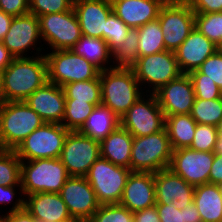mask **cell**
<instances>
[{"label":"cell","instance_id":"32","mask_svg":"<svg viewBox=\"0 0 222 222\" xmlns=\"http://www.w3.org/2000/svg\"><path fill=\"white\" fill-rule=\"evenodd\" d=\"M138 30L131 28L125 41L115 48L112 53V67L131 68L138 60Z\"/></svg>","mask_w":222,"mask_h":222},{"label":"cell","instance_id":"6","mask_svg":"<svg viewBox=\"0 0 222 222\" xmlns=\"http://www.w3.org/2000/svg\"><path fill=\"white\" fill-rule=\"evenodd\" d=\"M46 51L44 55L47 61L48 82L63 87L71 82L92 80L99 76L100 69L72 49L49 51L47 47Z\"/></svg>","mask_w":222,"mask_h":222},{"label":"cell","instance_id":"44","mask_svg":"<svg viewBox=\"0 0 222 222\" xmlns=\"http://www.w3.org/2000/svg\"><path fill=\"white\" fill-rule=\"evenodd\" d=\"M156 209L161 222H184V209H177L173 202L156 204Z\"/></svg>","mask_w":222,"mask_h":222},{"label":"cell","instance_id":"57","mask_svg":"<svg viewBox=\"0 0 222 222\" xmlns=\"http://www.w3.org/2000/svg\"><path fill=\"white\" fill-rule=\"evenodd\" d=\"M0 214H2V213H1V210H0ZM5 216H6V214L0 215V222H4Z\"/></svg>","mask_w":222,"mask_h":222},{"label":"cell","instance_id":"53","mask_svg":"<svg viewBox=\"0 0 222 222\" xmlns=\"http://www.w3.org/2000/svg\"><path fill=\"white\" fill-rule=\"evenodd\" d=\"M217 131H218V139L215 144L213 153L217 155H222V119L217 126Z\"/></svg>","mask_w":222,"mask_h":222},{"label":"cell","instance_id":"30","mask_svg":"<svg viewBox=\"0 0 222 222\" xmlns=\"http://www.w3.org/2000/svg\"><path fill=\"white\" fill-rule=\"evenodd\" d=\"M139 34L138 53L139 57L166 51L164 34L158 19L150 21L137 28Z\"/></svg>","mask_w":222,"mask_h":222},{"label":"cell","instance_id":"13","mask_svg":"<svg viewBox=\"0 0 222 222\" xmlns=\"http://www.w3.org/2000/svg\"><path fill=\"white\" fill-rule=\"evenodd\" d=\"M157 19L166 50L175 51L193 30L195 13L187 2H165Z\"/></svg>","mask_w":222,"mask_h":222},{"label":"cell","instance_id":"51","mask_svg":"<svg viewBox=\"0 0 222 222\" xmlns=\"http://www.w3.org/2000/svg\"><path fill=\"white\" fill-rule=\"evenodd\" d=\"M13 60L14 56L0 41V72L2 73Z\"/></svg>","mask_w":222,"mask_h":222},{"label":"cell","instance_id":"36","mask_svg":"<svg viewBox=\"0 0 222 222\" xmlns=\"http://www.w3.org/2000/svg\"><path fill=\"white\" fill-rule=\"evenodd\" d=\"M194 27L218 47L222 45V12L195 13Z\"/></svg>","mask_w":222,"mask_h":222},{"label":"cell","instance_id":"11","mask_svg":"<svg viewBox=\"0 0 222 222\" xmlns=\"http://www.w3.org/2000/svg\"><path fill=\"white\" fill-rule=\"evenodd\" d=\"M41 40L39 19L36 15L29 12L24 15L13 17L9 30L4 36L2 43L14 58H20L31 57L30 54L33 52L32 56L44 55L46 49L43 47Z\"/></svg>","mask_w":222,"mask_h":222},{"label":"cell","instance_id":"22","mask_svg":"<svg viewBox=\"0 0 222 222\" xmlns=\"http://www.w3.org/2000/svg\"><path fill=\"white\" fill-rule=\"evenodd\" d=\"M119 204L132 213L156 205L154 173L131 172Z\"/></svg>","mask_w":222,"mask_h":222},{"label":"cell","instance_id":"9","mask_svg":"<svg viewBox=\"0 0 222 222\" xmlns=\"http://www.w3.org/2000/svg\"><path fill=\"white\" fill-rule=\"evenodd\" d=\"M69 132L62 124L45 122L26 137L15 152L21 161L59 158Z\"/></svg>","mask_w":222,"mask_h":222},{"label":"cell","instance_id":"7","mask_svg":"<svg viewBox=\"0 0 222 222\" xmlns=\"http://www.w3.org/2000/svg\"><path fill=\"white\" fill-rule=\"evenodd\" d=\"M131 69L145 93L156 92L182 74L175 52L169 50L139 57Z\"/></svg>","mask_w":222,"mask_h":222},{"label":"cell","instance_id":"27","mask_svg":"<svg viewBox=\"0 0 222 222\" xmlns=\"http://www.w3.org/2000/svg\"><path fill=\"white\" fill-rule=\"evenodd\" d=\"M202 222H222V186L202 184L195 187L194 200Z\"/></svg>","mask_w":222,"mask_h":222},{"label":"cell","instance_id":"28","mask_svg":"<svg viewBox=\"0 0 222 222\" xmlns=\"http://www.w3.org/2000/svg\"><path fill=\"white\" fill-rule=\"evenodd\" d=\"M196 125L197 122L190 114L165 117V129L173 150L190 147L194 138Z\"/></svg>","mask_w":222,"mask_h":222},{"label":"cell","instance_id":"46","mask_svg":"<svg viewBox=\"0 0 222 222\" xmlns=\"http://www.w3.org/2000/svg\"><path fill=\"white\" fill-rule=\"evenodd\" d=\"M194 13L222 12V0H188Z\"/></svg>","mask_w":222,"mask_h":222},{"label":"cell","instance_id":"16","mask_svg":"<svg viewBox=\"0 0 222 222\" xmlns=\"http://www.w3.org/2000/svg\"><path fill=\"white\" fill-rule=\"evenodd\" d=\"M165 117L190 114L195 101V92L188 74L182 73L154 92Z\"/></svg>","mask_w":222,"mask_h":222},{"label":"cell","instance_id":"45","mask_svg":"<svg viewBox=\"0 0 222 222\" xmlns=\"http://www.w3.org/2000/svg\"><path fill=\"white\" fill-rule=\"evenodd\" d=\"M0 10L13 17L29 13V0H0Z\"/></svg>","mask_w":222,"mask_h":222},{"label":"cell","instance_id":"50","mask_svg":"<svg viewBox=\"0 0 222 222\" xmlns=\"http://www.w3.org/2000/svg\"><path fill=\"white\" fill-rule=\"evenodd\" d=\"M184 222H202L194 202L184 208Z\"/></svg>","mask_w":222,"mask_h":222},{"label":"cell","instance_id":"12","mask_svg":"<svg viewBox=\"0 0 222 222\" xmlns=\"http://www.w3.org/2000/svg\"><path fill=\"white\" fill-rule=\"evenodd\" d=\"M121 126L133 137H143L165 128V115L154 93L142 95L120 118Z\"/></svg>","mask_w":222,"mask_h":222},{"label":"cell","instance_id":"41","mask_svg":"<svg viewBox=\"0 0 222 222\" xmlns=\"http://www.w3.org/2000/svg\"><path fill=\"white\" fill-rule=\"evenodd\" d=\"M74 0H29V12L37 17L60 13L73 8Z\"/></svg>","mask_w":222,"mask_h":222},{"label":"cell","instance_id":"14","mask_svg":"<svg viewBox=\"0 0 222 222\" xmlns=\"http://www.w3.org/2000/svg\"><path fill=\"white\" fill-rule=\"evenodd\" d=\"M100 156L99 142L78 131H70L59 159L64 164L69 176L85 177L90 167Z\"/></svg>","mask_w":222,"mask_h":222},{"label":"cell","instance_id":"20","mask_svg":"<svg viewBox=\"0 0 222 222\" xmlns=\"http://www.w3.org/2000/svg\"><path fill=\"white\" fill-rule=\"evenodd\" d=\"M73 9L77 15L83 36L103 39L106 19L113 12L110 0H74Z\"/></svg>","mask_w":222,"mask_h":222},{"label":"cell","instance_id":"10","mask_svg":"<svg viewBox=\"0 0 222 222\" xmlns=\"http://www.w3.org/2000/svg\"><path fill=\"white\" fill-rule=\"evenodd\" d=\"M39 19L42 41L50 51L72 49L83 36L77 15L69 11L45 14Z\"/></svg>","mask_w":222,"mask_h":222},{"label":"cell","instance_id":"47","mask_svg":"<svg viewBox=\"0 0 222 222\" xmlns=\"http://www.w3.org/2000/svg\"><path fill=\"white\" fill-rule=\"evenodd\" d=\"M134 222H161L158 216L156 205L133 213Z\"/></svg>","mask_w":222,"mask_h":222},{"label":"cell","instance_id":"35","mask_svg":"<svg viewBox=\"0 0 222 222\" xmlns=\"http://www.w3.org/2000/svg\"><path fill=\"white\" fill-rule=\"evenodd\" d=\"M96 106L88 102L66 99L62 125L70 131H78Z\"/></svg>","mask_w":222,"mask_h":222},{"label":"cell","instance_id":"56","mask_svg":"<svg viewBox=\"0 0 222 222\" xmlns=\"http://www.w3.org/2000/svg\"><path fill=\"white\" fill-rule=\"evenodd\" d=\"M165 2H187L188 0H164Z\"/></svg>","mask_w":222,"mask_h":222},{"label":"cell","instance_id":"23","mask_svg":"<svg viewBox=\"0 0 222 222\" xmlns=\"http://www.w3.org/2000/svg\"><path fill=\"white\" fill-rule=\"evenodd\" d=\"M113 13L128 27L137 29L158 18L164 0H110Z\"/></svg>","mask_w":222,"mask_h":222},{"label":"cell","instance_id":"17","mask_svg":"<svg viewBox=\"0 0 222 222\" xmlns=\"http://www.w3.org/2000/svg\"><path fill=\"white\" fill-rule=\"evenodd\" d=\"M71 216L88 221L100 204L86 177L70 176L59 192Z\"/></svg>","mask_w":222,"mask_h":222},{"label":"cell","instance_id":"31","mask_svg":"<svg viewBox=\"0 0 222 222\" xmlns=\"http://www.w3.org/2000/svg\"><path fill=\"white\" fill-rule=\"evenodd\" d=\"M62 88L66 99L88 102L95 106L101 104V84L99 76L92 80L71 82Z\"/></svg>","mask_w":222,"mask_h":222},{"label":"cell","instance_id":"43","mask_svg":"<svg viewBox=\"0 0 222 222\" xmlns=\"http://www.w3.org/2000/svg\"><path fill=\"white\" fill-rule=\"evenodd\" d=\"M198 70L203 73V78L213 80L222 90V51L220 49L209 56Z\"/></svg>","mask_w":222,"mask_h":222},{"label":"cell","instance_id":"48","mask_svg":"<svg viewBox=\"0 0 222 222\" xmlns=\"http://www.w3.org/2000/svg\"><path fill=\"white\" fill-rule=\"evenodd\" d=\"M209 183L222 186V155L214 154V161L209 174Z\"/></svg>","mask_w":222,"mask_h":222},{"label":"cell","instance_id":"19","mask_svg":"<svg viewBox=\"0 0 222 222\" xmlns=\"http://www.w3.org/2000/svg\"><path fill=\"white\" fill-rule=\"evenodd\" d=\"M24 101L46 123L62 124L66 101L62 87L54 83L47 82L44 86L35 90Z\"/></svg>","mask_w":222,"mask_h":222},{"label":"cell","instance_id":"37","mask_svg":"<svg viewBox=\"0 0 222 222\" xmlns=\"http://www.w3.org/2000/svg\"><path fill=\"white\" fill-rule=\"evenodd\" d=\"M130 29L113 12L108 16L105 31H103V40L108 44L111 52L125 41Z\"/></svg>","mask_w":222,"mask_h":222},{"label":"cell","instance_id":"2","mask_svg":"<svg viewBox=\"0 0 222 222\" xmlns=\"http://www.w3.org/2000/svg\"><path fill=\"white\" fill-rule=\"evenodd\" d=\"M101 104L121 118L145 94L131 68L100 70Z\"/></svg>","mask_w":222,"mask_h":222},{"label":"cell","instance_id":"21","mask_svg":"<svg viewBox=\"0 0 222 222\" xmlns=\"http://www.w3.org/2000/svg\"><path fill=\"white\" fill-rule=\"evenodd\" d=\"M219 47L200 33L195 27L184 42L174 51L182 73L198 69Z\"/></svg>","mask_w":222,"mask_h":222},{"label":"cell","instance_id":"1","mask_svg":"<svg viewBox=\"0 0 222 222\" xmlns=\"http://www.w3.org/2000/svg\"><path fill=\"white\" fill-rule=\"evenodd\" d=\"M47 82L45 55L14 58L2 72V101H24Z\"/></svg>","mask_w":222,"mask_h":222},{"label":"cell","instance_id":"24","mask_svg":"<svg viewBox=\"0 0 222 222\" xmlns=\"http://www.w3.org/2000/svg\"><path fill=\"white\" fill-rule=\"evenodd\" d=\"M25 209L37 221L59 222L71 216L59 193L43 192L25 196Z\"/></svg>","mask_w":222,"mask_h":222},{"label":"cell","instance_id":"29","mask_svg":"<svg viewBox=\"0 0 222 222\" xmlns=\"http://www.w3.org/2000/svg\"><path fill=\"white\" fill-rule=\"evenodd\" d=\"M72 50L100 70L113 68L112 53L103 39L82 36Z\"/></svg>","mask_w":222,"mask_h":222},{"label":"cell","instance_id":"42","mask_svg":"<svg viewBox=\"0 0 222 222\" xmlns=\"http://www.w3.org/2000/svg\"><path fill=\"white\" fill-rule=\"evenodd\" d=\"M16 193H18L20 196ZM2 204H3V207L7 206L8 204H10L9 206H11L12 204V207H9L8 208L9 210H5V212L2 210V207H0L1 208L0 210L5 214L24 210L25 209V196L23 193L22 186L21 185H14V186H1L0 185V205L2 206Z\"/></svg>","mask_w":222,"mask_h":222},{"label":"cell","instance_id":"4","mask_svg":"<svg viewBox=\"0 0 222 222\" xmlns=\"http://www.w3.org/2000/svg\"><path fill=\"white\" fill-rule=\"evenodd\" d=\"M69 177L59 158L21 161L24 196L43 192L59 193Z\"/></svg>","mask_w":222,"mask_h":222},{"label":"cell","instance_id":"26","mask_svg":"<svg viewBox=\"0 0 222 222\" xmlns=\"http://www.w3.org/2000/svg\"><path fill=\"white\" fill-rule=\"evenodd\" d=\"M120 125V118L110 108L100 104L94 108L78 132L101 143Z\"/></svg>","mask_w":222,"mask_h":222},{"label":"cell","instance_id":"54","mask_svg":"<svg viewBox=\"0 0 222 222\" xmlns=\"http://www.w3.org/2000/svg\"><path fill=\"white\" fill-rule=\"evenodd\" d=\"M59 222H87L85 219L79 218V217H73L70 216L64 220H61Z\"/></svg>","mask_w":222,"mask_h":222},{"label":"cell","instance_id":"55","mask_svg":"<svg viewBox=\"0 0 222 222\" xmlns=\"http://www.w3.org/2000/svg\"><path fill=\"white\" fill-rule=\"evenodd\" d=\"M1 76H2V73L0 72V104L3 102V101H2V86H1Z\"/></svg>","mask_w":222,"mask_h":222},{"label":"cell","instance_id":"5","mask_svg":"<svg viewBox=\"0 0 222 222\" xmlns=\"http://www.w3.org/2000/svg\"><path fill=\"white\" fill-rule=\"evenodd\" d=\"M173 149L166 129L143 137H133L130 170L157 173L170 165Z\"/></svg>","mask_w":222,"mask_h":222},{"label":"cell","instance_id":"34","mask_svg":"<svg viewBox=\"0 0 222 222\" xmlns=\"http://www.w3.org/2000/svg\"><path fill=\"white\" fill-rule=\"evenodd\" d=\"M0 185H21V159L15 150L0 149Z\"/></svg>","mask_w":222,"mask_h":222},{"label":"cell","instance_id":"52","mask_svg":"<svg viewBox=\"0 0 222 222\" xmlns=\"http://www.w3.org/2000/svg\"><path fill=\"white\" fill-rule=\"evenodd\" d=\"M12 19H13L12 15L6 14L4 11L0 10V41L1 42L9 30Z\"/></svg>","mask_w":222,"mask_h":222},{"label":"cell","instance_id":"15","mask_svg":"<svg viewBox=\"0 0 222 222\" xmlns=\"http://www.w3.org/2000/svg\"><path fill=\"white\" fill-rule=\"evenodd\" d=\"M214 161L213 152L196 151L191 148L173 150L169 169L196 187L209 183V174Z\"/></svg>","mask_w":222,"mask_h":222},{"label":"cell","instance_id":"25","mask_svg":"<svg viewBox=\"0 0 222 222\" xmlns=\"http://www.w3.org/2000/svg\"><path fill=\"white\" fill-rule=\"evenodd\" d=\"M132 143L133 136L120 125L100 143L101 157L130 169Z\"/></svg>","mask_w":222,"mask_h":222},{"label":"cell","instance_id":"38","mask_svg":"<svg viewBox=\"0 0 222 222\" xmlns=\"http://www.w3.org/2000/svg\"><path fill=\"white\" fill-rule=\"evenodd\" d=\"M87 222H134L133 213L120 204L100 205Z\"/></svg>","mask_w":222,"mask_h":222},{"label":"cell","instance_id":"8","mask_svg":"<svg viewBox=\"0 0 222 222\" xmlns=\"http://www.w3.org/2000/svg\"><path fill=\"white\" fill-rule=\"evenodd\" d=\"M131 172L129 168L115 165L100 156L85 177L100 205L119 204Z\"/></svg>","mask_w":222,"mask_h":222},{"label":"cell","instance_id":"3","mask_svg":"<svg viewBox=\"0 0 222 222\" xmlns=\"http://www.w3.org/2000/svg\"><path fill=\"white\" fill-rule=\"evenodd\" d=\"M45 121L25 101L0 104V149L17 146Z\"/></svg>","mask_w":222,"mask_h":222},{"label":"cell","instance_id":"18","mask_svg":"<svg viewBox=\"0 0 222 222\" xmlns=\"http://www.w3.org/2000/svg\"><path fill=\"white\" fill-rule=\"evenodd\" d=\"M156 204L173 202L179 210L190 205L194 200L195 187L169 168L154 173Z\"/></svg>","mask_w":222,"mask_h":222},{"label":"cell","instance_id":"49","mask_svg":"<svg viewBox=\"0 0 222 222\" xmlns=\"http://www.w3.org/2000/svg\"><path fill=\"white\" fill-rule=\"evenodd\" d=\"M4 222H48V221H37L26 209L8 213L5 216Z\"/></svg>","mask_w":222,"mask_h":222},{"label":"cell","instance_id":"40","mask_svg":"<svg viewBox=\"0 0 222 222\" xmlns=\"http://www.w3.org/2000/svg\"><path fill=\"white\" fill-rule=\"evenodd\" d=\"M217 139V127L207 124H197L194 138L189 148L196 151L213 152Z\"/></svg>","mask_w":222,"mask_h":222},{"label":"cell","instance_id":"33","mask_svg":"<svg viewBox=\"0 0 222 222\" xmlns=\"http://www.w3.org/2000/svg\"><path fill=\"white\" fill-rule=\"evenodd\" d=\"M190 115L197 124L217 127L222 119V97L212 100L195 98Z\"/></svg>","mask_w":222,"mask_h":222},{"label":"cell","instance_id":"39","mask_svg":"<svg viewBox=\"0 0 222 222\" xmlns=\"http://www.w3.org/2000/svg\"><path fill=\"white\" fill-rule=\"evenodd\" d=\"M188 75L192 81L196 98L212 100L222 97V90L213 80L203 78V73L198 69L189 72Z\"/></svg>","mask_w":222,"mask_h":222}]
</instances>
